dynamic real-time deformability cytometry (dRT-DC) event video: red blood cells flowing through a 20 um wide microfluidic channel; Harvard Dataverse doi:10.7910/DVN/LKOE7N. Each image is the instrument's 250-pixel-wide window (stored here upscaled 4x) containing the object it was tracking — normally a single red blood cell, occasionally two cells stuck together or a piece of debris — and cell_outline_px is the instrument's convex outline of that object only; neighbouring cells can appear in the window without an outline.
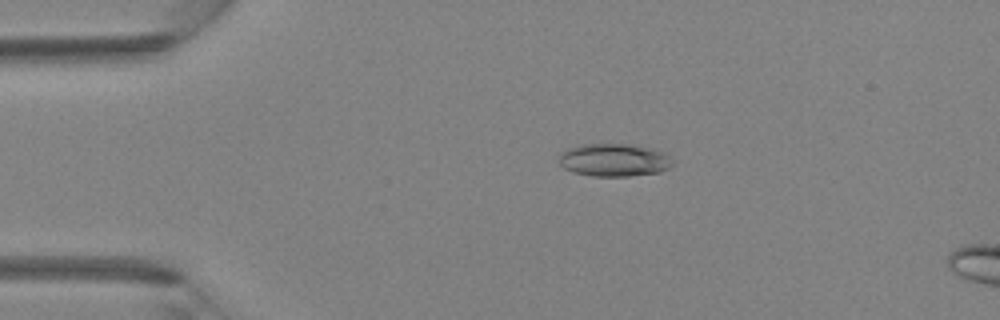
{"species": "Egyptian fruit bat (a non-hibernating species)", "species_latin": "Rousettus aegyptiacus", "temperature_condition": "room temperature", "stored_images_in_passage": 12, "camera_frame_rate_fps": 3000, "um_per_image_px": 0.085, "animal": {"sex": "female"}, "frame": {"image": 1, "passage_image": 9, "time_ms": 2.667, "image_size_px": [1000, 320], "cell_outline_px": [[672, 164], [668, 168], [660, 172], [628, 176], [592, 176], [572, 172], [564, 168], [556, 160], [560, 152], [568, 148], [580, 144], [632, 144], [652, 148], [664, 152], [672, 160]], "centroid_in_image_um": [52.14, 13.59], "position_along_channel_um": 32.9, "area_um2": 22.02}}